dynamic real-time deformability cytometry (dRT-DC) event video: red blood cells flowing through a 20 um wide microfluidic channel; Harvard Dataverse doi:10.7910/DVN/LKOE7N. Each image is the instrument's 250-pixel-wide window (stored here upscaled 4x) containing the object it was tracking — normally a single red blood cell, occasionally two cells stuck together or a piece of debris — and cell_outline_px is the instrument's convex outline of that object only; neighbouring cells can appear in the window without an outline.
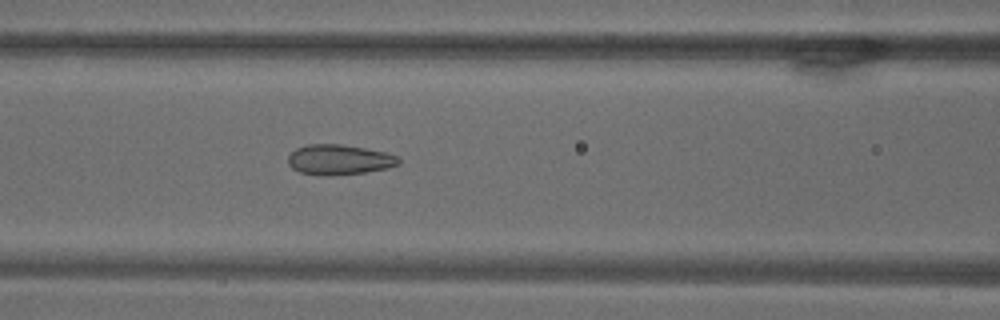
{"species": "common noctule bat (a hibernating species)", "species_latin": "Nyctalus noctula", "temperature_condition": "warm", "stored_images_in_passage": 52, "camera_frame_rate_fps": 3000, "um_per_image_px": 0.085, "animal": {"sex": "male", "body_mass_g": 18.8}, "frame": {"image": 1, "passage_image": 12, "time_ms": 3.667, "image_size_px": [1000, 320], "cell_outline_px": [[400, 164], [388, 168], [364, 172], [332, 176], [324, 176], [300, 172], [292, 168], [288, 164], [288, 156], [296, 148], [308, 144], [340, 144], [388, 152], [400, 156]], "centroid_in_image_um": [28.86, 13.57], "position_along_channel_um": 137.7, "area_um2": 19.65}}
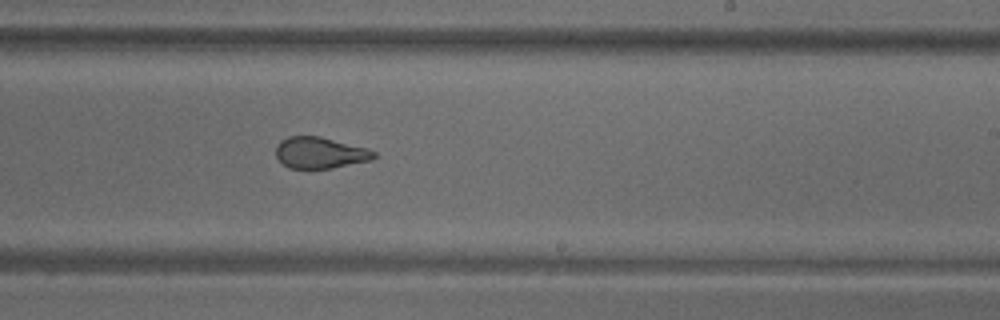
{"frame": {"image": 2, "passage_image": 25, "time_ms": 8.0, "image_size_px": [1000, 320], "cell_outline_px": [[376, 156], [372, 160], [332, 168], [288, 168], [276, 156], [276, 144], [280, 140], [288, 136], [320, 136], [368, 148], [376, 152]], "centroid_in_image_um": [27.21, 12.97], "position_along_channel_um": 261.8, "area_um2": 17.98}}
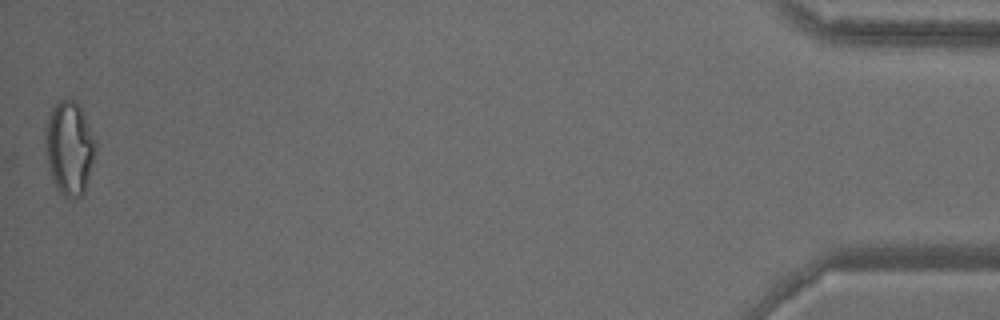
{"frame": {"image": 3, "passage_image": 52, "time_ms": 17.0, "image_size_px": [1000, 320], "cell_outline_px": [[96, 148], [84, 192], [80, 196], [72, 200], [68, 200], [56, 188], [52, 180], [48, 164], [44, 144], [48, 116], [52, 108], [60, 100], [72, 96], [80, 108], [96, 140]], "centroid_in_image_um": [5.88, 12.59], "position_along_channel_um": 429.3, "area_um2": 27.4}}